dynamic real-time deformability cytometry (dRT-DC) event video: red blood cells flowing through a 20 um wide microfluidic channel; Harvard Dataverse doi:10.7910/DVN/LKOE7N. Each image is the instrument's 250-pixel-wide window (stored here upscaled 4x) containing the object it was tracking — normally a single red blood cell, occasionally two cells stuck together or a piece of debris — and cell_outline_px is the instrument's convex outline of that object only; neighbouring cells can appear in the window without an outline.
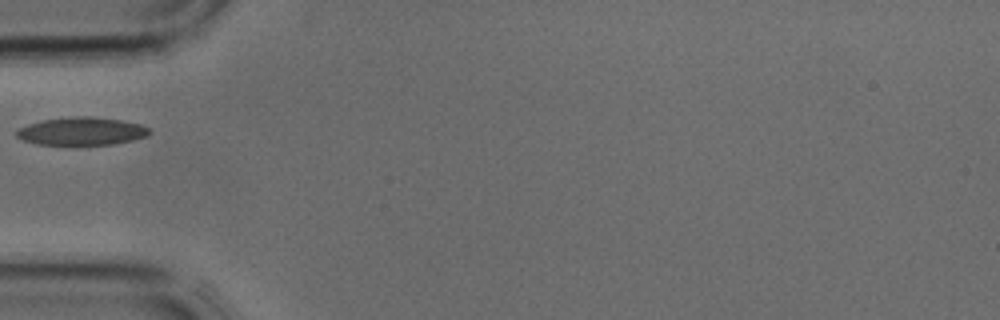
{"species": "common noctule bat (a hibernating species)", "species_latin": "Nyctalus noctula", "temperature_condition": "cold", "stored_images_in_passage": 3, "camera_frame_rate_fps": 3000, "um_per_image_px": 0.085, "animal": {"sex": "male", "body_mass_g": 17.9, "forearm_length_mm": 54.2}, "frame": {"image": 1, "passage_image": 3, "time_ms": 0.667, "image_size_px": [1000, 320], "cell_outline_px": [[152, 132], [148, 136], [132, 140], [112, 144], [36, 144], [24, 140], [16, 136], [16, 132], [20, 128], [28, 124], [44, 120], [76, 116], [92, 116], [120, 120], [140, 124], [152, 128]], "centroid_in_image_um": [7.0, 11.14], "position_along_channel_um": 78.0, "area_um2": 21.44}}